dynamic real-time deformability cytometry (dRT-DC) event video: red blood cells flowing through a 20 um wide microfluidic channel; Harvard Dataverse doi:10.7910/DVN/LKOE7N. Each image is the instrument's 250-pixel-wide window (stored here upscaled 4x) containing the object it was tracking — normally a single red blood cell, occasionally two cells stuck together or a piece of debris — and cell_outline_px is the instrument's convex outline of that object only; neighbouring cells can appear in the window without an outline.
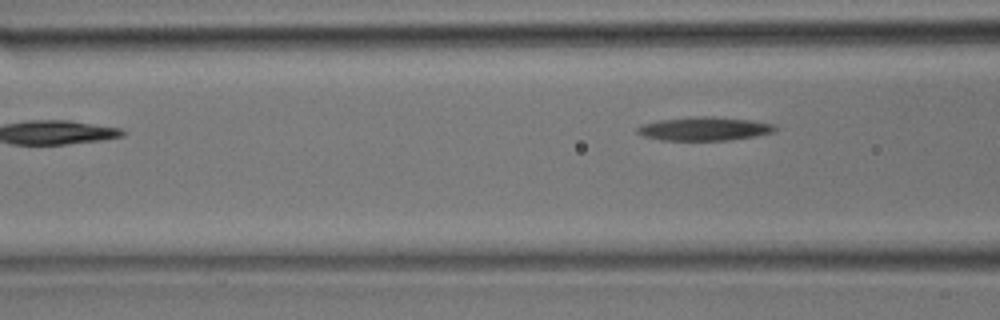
{"species": "common noctule bat (a hibernating species)", "species_latin": "Nyctalus noctula", "temperature_condition": "room temperature", "stored_images_in_passage": 12, "camera_frame_rate_fps": 3000, "um_per_image_px": 0.085, "animal": {"sex": "male", "body_mass_g": 17.9}, "frame": {"image": 1, "passage_image": 12, "time_ms": 3.667, "image_size_px": [1000, 320], "cell_outline_px": [[776, 132], [756, 136], [732, 140], [660, 140], [644, 136], [636, 132], [636, 128], [644, 124], [660, 120], [696, 116], [712, 116], [752, 120], [772, 124], [776, 128]], "centroid_in_image_um": [59.9, 10.95], "position_along_channel_um": 106.7, "area_um2": 18.96}}